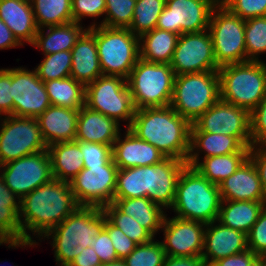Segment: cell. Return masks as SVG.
Returning <instances> with one entry per match:
<instances>
[{
  "instance_id": "obj_5",
  "label": "cell",
  "mask_w": 266,
  "mask_h": 266,
  "mask_svg": "<svg viewBox=\"0 0 266 266\" xmlns=\"http://www.w3.org/2000/svg\"><path fill=\"white\" fill-rule=\"evenodd\" d=\"M221 202L219 185L211 183L197 169L186 165L178 178L171 207L176 217L211 223L218 219Z\"/></svg>"
},
{
  "instance_id": "obj_1",
  "label": "cell",
  "mask_w": 266,
  "mask_h": 266,
  "mask_svg": "<svg viewBox=\"0 0 266 266\" xmlns=\"http://www.w3.org/2000/svg\"><path fill=\"white\" fill-rule=\"evenodd\" d=\"M79 206L69 182L53 178L39 186L20 200L22 240L33 241L26 229L45 236Z\"/></svg>"
},
{
  "instance_id": "obj_41",
  "label": "cell",
  "mask_w": 266,
  "mask_h": 266,
  "mask_svg": "<svg viewBox=\"0 0 266 266\" xmlns=\"http://www.w3.org/2000/svg\"><path fill=\"white\" fill-rule=\"evenodd\" d=\"M166 256L162 243L152 240L149 243L138 244L123 260L126 266H162Z\"/></svg>"
},
{
  "instance_id": "obj_19",
  "label": "cell",
  "mask_w": 266,
  "mask_h": 266,
  "mask_svg": "<svg viewBox=\"0 0 266 266\" xmlns=\"http://www.w3.org/2000/svg\"><path fill=\"white\" fill-rule=\"evenodd\" d=\"M205 226L206 223L200 221L176 216L167 219L165 216L162 225L165 237L161 243L166 255L170 257L202 256Z\"/></svg>"
},
{
  "instance_id": "obj_48",
  "label": "cell",
  "mask_w": 266,
  "mask_h": 266,
  "mask_svg": "<svg viewBox=\"0 0 266 266\" xmlns=\"http://www.w3.org/2000/svg\"><path fill=\"white\" fill-rule=\"evenodd\" d=\"M73 21L79 23L82 17H98L106 11L105 0H71Z\"/></svg>"
},
{
  "instance_id": "obj_3",
  "label": "cell",
  "mask_w": 266,
  "mask_h": 266,
  "mask_svg": "<svg viewBox=\"0 0 266 266\" xmlns=\"http://www.w3.org/2000/svg\"><path fill=\"white\" fill-rule=\"evenodd\" d=\"M191 126L188 119L166 106L136 109L128 129L155 146L165 157L187 161Z\"/></svg>"
},
{
  "instance_id": "obj_4",
  "label": "cell",
  "mask_w": 266,
  "mask_h": 266,
  "mask_svg": "<svg viewBox=\"0 0 266 266\" xmlns=\"http://www.w3.org/2000/svg\"><path fill=\"white\" fill-rule=\"evenodd\" d=\"M106 218L100 207L79 206L48 232L44 237L53 234L51 238L56 262L68 266L83 248L91 247L94 238L104 228Z\"/></svg>"
},
{
  "instance_id": "obj_21",
  "label": "cell",
  "mask_w": 266,
  "mask_h": 266,
  "mask_svg": "<svg viewBox=\"0 0 266 266\" xmlns=\"http://www.w3.org/2000/svg\"><path fill=\"white\" fill-rule=\"evenodd\" d=\"M164 158L155 146L139 139L128 128L124 140L118 136L112 145V159L118 169L154 165Z\"/></svg>"
},
{
  "instance_id": "obj_23",
  "label": "cell",
  "mask_w": 266,
  "mask_h": 266,
  "mask_svg": "<svg viewBox=\"0 0 266 266\" xmlns=\"http://www.w3.org/2000/svg\"><path fill=\"white\" fill-rule=\"evenodd\" d=\"M219 190L222 200L264 201L258 171L249 157L219 184Z\"/></svg>"
},
{
  "instance_id": "obj_31",
  "label": "cell",
  "mask_w": 266,
  "mask_h": 266,
  "mask_svg": "<svg viewBox=\"0 0 266 266\" xmlns=\"http://www.w3.org/2000/svg\"><path fill=\"white\" fill-rule=\"evenodd\" d=\"M48 32L45 35L44 30L38 29L35 36L33 46L42 49L44 55L53 54L59 51H71L75 46L81 35L87 30L82 29L80 23L75 21L49 26Z\"/></svg>"
},
{
  "instance_id": "obj_26",
  "label": "cell",
  "mask_w": 266,
  "mask_h": 266,
  "mask_svg": "<svg viewBox=\"0 0 266 266\" xmlns=\"http://www.w3.org/2000/svg\"><path fill=\"white\" fill-rule=\"evenodd\" d=\"M119 125L116 120L84 105L79 110L75 141L112 146L120 135Z\"/></svg>"
},
{
  "instance_id": "obj_44",
  "label": "cell",
  "mask_w": 266,
  "mask_h": 266,
  "mask_svg": "<svg viewBox=\"0 0 266 266\" xmlns=\"http://www.w3.org/2000/svg\"><path fill=\"white\" fill-rule=\"evenodd\" d=\"M83 154L84 166H104L112 159V146L77 141Z\"/></svg>"
},
{
  "instance_id": "obj_53",
  "label": "cell",
  "mask_w": 266,
  "mask_h": 266,
  "mask_svg": "<svg viewBox=\"0 0 266 266\" xmlns=\"http://www.w3.org/2000/svg\"><path fill=\"white\" fill-rule=\"evenodd\" d=\"M101 261L92 247L83 248L68 266H99Z\"/></svg>"
},
{
  "instance_id": "obj_46",
  "label": "cell",
  "mask_w": 266,
  "mask_h": 266,
  "mask_svg": "<svg viewBox=\"0 0 266 266\" xmlns=\"http://www.w3.org/2000/svg\"><path fill=\"white\" fill-rule=\"evenodd\" d=\"M252 146L266 145V94L250 112Z\"/></svg>"
},
{
  "instance_id": "obj_30",
  "label": "cell",
  "mask_w": 266,
  "mask_h": 266,
  "mask_svg": "<svg viewBox=\"0 0 266 266\" xmlns=\"http://www.w3.org/2000/svg\"><path fill=\"white\" fill-rule=\"evenodd\" d=\"M265 206L264 201L222 200L217 222L248 234Z\"/></svg>"
},
{
  "instance_id": "obj_36",
  "label": "cell",
  "mask_w": 266,
  "mask_h": 266,
  "mask_svg": "<svg viewBox=\"0 0 266 266\" xmlns=\"http://www.w3.org/2000/svg\"><path fill=\"white\" fill-rule=\"evenodd\" d=\"M38 29L73 21L71 0H30Z\"/></svg>"
},
{
  "instance_id": "obj_35",
  "label": "cell",
  "mask_w": 266,
  "mask_h": 266,
  "mask_svg": "<svg viewBox=\"0 0 266 266\" xmlns=\"http://www.w3.org/2000/svg\"><path fill=\"white\" fill-rule=\"evenodd\" d=\"M51 105L80 110L85 105V86L71 76L44 82Z\"/></svg>"
},
{
  "instance_id": "obj_43",
  "label": "cell",
  "mask_w": 266,
  "mask_h": 266,
  "mask_svg": "<svg viewBox=\"0 0 266 266\" xmlns=\"http://www.w3.org/2000/svg\"><path fill=\"white\" fill-rule=\"evenodd\" d=\"M220 3L243 20L266 16V0H220Z\"/></svg>"
},
{
  "instance_id": "obj_16",
  "label": "cell",
  "mask_w": 266,
  "mask_h": 266,
  "mask_svg": "<svg viewBox=\"0 0 266 266\" xmlns=\"http://www.w3.org/2000/svg\"><path fill=\"white\" fill-rule=\"evenodd\" d=\"M0 169L5 185L19 200L54 178L48 150L8 162Z\"/></svg>"
},
{
  "instance_id": "obj_50",
  "label": "cell",
  "mask_w": 266,
  "mask_h": 266,
  "mask_svg": "<svg viewBox=\"0 0 266 266\" xmlns=\"http://www.w3.org/2000/svg\"><path fill=\"white\" fill-rule=\"evenodd\" d=\"M91 247L98 255L101 264L109 263L119 259L113 247L111 238L108 235V231L105 228H103L101 232L94 238Z\"/></svg>"
},
{
  "instance_id": "obj_24",
  "label": "cell",
  "mask_w": 266,
  "mask_h": 266,
  "mask_svg": "<svg viewBox=\"0 0 266 266\" xmlns=\"http://www.w3.org/2000/svg\"><path fill=\"white\" fill-rule=\"evenodd\" d=\"M79 110L50 105L37 117L47 146L58 142L75 141Z\"/></svg>"
},
{
  "instance_id": "obj_10",
  "label": "cell",
  "mask_w": 266,
  "mask_h": 266,
  "mask_svg": "<svg viewBox=\"0 0 266 266\" xmlns=\"http://www.w3.org/2000/svg\"><path fill=\"white\" fill-rule=\"evenodd\" d=\"M208 30L215 60L220 67L246 62L245 20L232 14L219 2L212 11Z\"/></svg>"
},
{
  "instance_id": "obj_38",
  "label": "cell",
  "mask_w": 266,
  "mask_h": 266,
  "mask_svg": "<svg viewBox=\"0 0 266 266\" xmlns=\"http://www.w3.org/2000/svg\"><path fill=\"white\" fill-rule=\"evenodd\" d=\"M102 209L107 219L137 244H145L153 240L154 236L147 229L142 227L133 217L121 212L113 203Z\"/></svg>"
},
{
  "instance_id": "obj_42",
  "label": "cell",
  "mask_w": 266,
  "mask_h": 266,
  "mask_svg": "<svg viewBox=\"0 0 266 266\" xmlns=\"http://www.w3.org/2000/svg\"><path fill=\"white\" fill-rule=\"evenodd\" d=\"M106 17L100 25L111 28H129L134 14L136 0H105Z\"/></svg>"
},
{
  "instance_id": "obj_11",
  "label": "cell",
  "mask_w": 266,
  "mask_h": 266,
  "mask_svg": "<svg viewBox=\"0 0 266 266\" xmlns=\"http://www.w3.org/2000/svg\"><path fill=\"white\" fill-rule=\"evenodd\" d=\"M85 106L119 123L128 120L130 127L135 107L127 80L119 76L98 77L85 87Z\"/></svg>"
},
{
  "instance_id": "obj_17",
  "label": "cell",
  "mask_w": 266,
  "mask_h": 266,
  "mask_svg": "<svg viewBox=\"0 0 266 266\" xmlns=\"http://www.w3.org/2000/svg\"><path fill=\"white\" fill-rule=\"evenodd\" d=\"M176 76L206 71H218L209 30L183 33L179 36L170 62Z\"/></svg>"
},
{
  "instance_id": "obj_39",
  "label": "cell",
  "mask_w": 266,
  "mask_h": 266,
  "mask_svg": "<svg viewBox=\"0 0 266 266\" xmlns=\"http://www.w3.org/2000/svg\"><path fill=\"white\" fill-rule=\"evenodd\" d=\"M244 36L246 62L259 61L258 55L266 52V16L245 20Z\"/></svg>"
},
{
  "instance_id": "obj_55",
  "label": "cell",
  "mask_w": 266,
  "mask_h": 266,
  "mask_svg": "<svg viewBox=\"0 0 266 266\" xmlns=\"http://www.w3.org/2000/svg\"><path fill=\"white\" fill-rule=\"evenodd\" d=\"M21 44L14 37L12 31L0 18V49H7Z\"/></svg>"
},
{
  "instance_id": "obj_28",
  "label": "cell",
  "mask_w": 266,
  "mask_h": 266,
  "mask_svg": "<svg viewBox=\"0 0 266 266\" xmlns=\"http://www.w3.org/2000/svg\"><path fill=\"white\" fill-rule=\"evenodd\" d=\"M199 152L189 153L187 165L197 169L211 183L219 185L232 175L249 157V152H237L226 155L203 158L199 162Z\"/></svg>"
},
{
  "instance_id": "obj_8",
  "label": "cell",
  "mask_w": 266,
  "mask_h": 266,
  "mask_svg": "<svg viewBox=\"0 0 266 266\" xmlns=\"http://www.w3.org/2000/svg\"><path fill=\"white\" fill-rule=\"evenodd\" d=\"M219 99L220 77L218 71L175 76L170 106L191 123Z\"/></svg>"
},
{
  "instance_id": "obj_57",
  "label": "cell",
  "mask_w": 266,
  "mask_h": 266,
  "mask_svg": "<svg viewBox=\"0 0 266 266\" xmlns=\"http://www.w3.org/2000/svg\"><path fill=\"white\" fill-rule=\"evenodd\" d=\"M249 266H265L262 257L258 256Z\"/></svg>"
},
{
  "instance_id": "obj_6",
  "label": "cell",
  "mask_w": 266,
  "mask_h": 266,
  "mask_svg": "<svg viewBox=\"0 0 266 266\" xmlns=\"http://www.w3.org/2000/svg\"><path fill=\"white\" fill-rule=\"evenodd\" d=\"M220 99L251 112L266 94V64L248 61L218 69Z\"/></svg>"
},
{
  "instance_id": "obj_20",
  "label": "cell",
  "mask_w": 266,
  "mask_h": 266,
  "mask_svg": "<svg viewBox=\"0 0 266 266\" xmlns=\"http://www.w3.org/2000/svg\"><path fill=\"white\" fill-rule=\"evenodd\" d=\"M213 221L207 223L204 232V249L202 258L207 265L218 259L242 253L248 249L247 234Z\"/></svg>"
},
{
  "instance_id": "obj_12",
  "label": "cell",
  "mask_w": 266,
  "mask_h": 266,
  "mask_svg": "<svg viewBox=\"0 0 266 266\" xmlns=\"http://www.w3.org/2000/svg\"><path fill=\"white\" fill-rule=\"evenodd\" d=\"M4 118L0 127V166L47 150L37 118L14 115Z\"/></svg>"
},
{
  "instance_id": "obj_51",
  "label": "cell",
  "mask_w": 266,
  "mask_h": 266,
  "mask_svg": "<svg viewBox=\"0 0 266 266\" xmlns=\"http://www.w3.org/2000/svg\"><path fill=\"white\" fill-rule=\"evenodd\" d=\"M249 158L253 161L258 171L264 194V202L266 203V145L251 146Z\"/></svg>"
},
{
  "instance_id": "obj_37",
  "label": "cell",
  "mask_w": 266,
  "mask_h": 266,
  "mask_svg": "<svg viewBox=\"0 0 266 266\" xmlns=\"http://www.w3.org/2000/svg\"><path fill=\"white\" fill-rule=\"evenodd\" d=\"M165 3L166 0H136L133 20L128 29L138 37L155 29Z\"/></svg>"
},
{
  "instance_id": "obj_25",
  "label": "cell",
  "mask_w": 266,
  "mask_h": 266,
  "mask_svg": "<svg viewBox=\"0 0 266 266\" xmlns=\"http://www.w3.org/2000/svg\"><path fill=\"white\" fill-rule=\"evenodd\" d=\"M5 185L0 173V245L8 244L10 247L32 246L36 241L22 240V229L20 223V200Z\"/></svg>"
},
{
  "instance_id": "obj_29",
  "label": "cell",
  "mask_w": 266,
  "mask_h": 266,
  "mask_svg": "<svg viewBox=\"0 0 266 266\" xmlns=\"http://www.w3.org/2000/svg\"><path fill=\"white\" fill-rule=\"evenodd\" d=\"M47 150L55 179L69 182L84 168L83 154L77 141L54 143Z\"/></svg>"
},
{
  "instance_id": "obj_40",
  "label": "cell",
  "mask_w": 266,
  "mask_h": 266,
  "mask_svg": "<svg viewBox=\"0 0 266 266\" xmlns=\"http://www.w3.org/2000/svg\"><path fill=\"white\" fill-rule=\"evenodd\" d=\"M72 65L71 51H59L45 55V59L35 69L37 76L43 82L63 79L70 76Z\"/></svg>"
},
{
  "instance_id": "obj_18",
  "label": "cell",
  "mask_w": 266,
  "mask_h": 266,
  "mask_svg": "<svg viewBox=\"0 0 266 266\" xmlns=\"http://www.w3.org/2000/svg\"><path fill=\"white\" fill-rule=\"evenodd\" d=\"M13 115L37 118L51 104L45 84L36 71L12 69Z\"/></svg>"
},
{
  "instance_id": "obj_52",
  "label": "cell",
  "mask_w": 266,
  "mask_h": 266,
  "mask_svg": "<svg viewBox=\"0 0 266 266\" xmlns=\"http://www.w3.org/2000/svg\"><path fill=\"white\" fill-rule=\"evenodd\" d=\"M258 256L252 251L247 249L246 251L218 259L213 263L214 266H249Z\"/></svg>"
},
{
  "instance_id": "obj_47",
  "label": "cell",
  "mask_w": 266,
  "mask_h": 266,
  "mask_svg": "<svg viewBox=\"0 0 266 266\" xmlns=\"http://www.w3.org/2000/svg\"><path fill=\"white\" fill-rule=\"evenodd\" d=\"M104 228L108 231L113 247L119 259L127 257L138 245L136 242L127 237L120 228L113 225L107 218Z\"/></svg>"
},
{
  "instance_id": "obj_33",
  "label": "cell",
  "mask_w": 266,
  "mask_h": 266,
  "mask_svg": "<svg viewBox=\"0 0 266 266\" xmlns=\"http://www.w3.org/2000/svg\"><path fill=\"white\" fill-rule=\"evenodd\" d=\"M178 39L176 33L158 28L146 32L139 37L140 58L148 62L170 64Z\"/></svg>"
},
{
  "instance_id": "obj_58",
  "label": "cell",
  "mask_w": 266,
  "mask_h": 266,
  "mask_svg": "<svg viewBox=\"0 0 266 266\" xmlns=\"http://www.w3.org/2000/svg\"><path fill=\"white\" fill-rule=\"evenodd\" d=\"M264 260L265 266H266V255L261 256Z\"/></svg>"
},
{
  "instance_id": "obj_14",
  "label": "cell",
  "mask_w": 266,
  "mask_h": 266,
  "mask_svg": "<svg viewBox=\"0 0 266 266\" xmlns=\"http://www.w3.org/2000/svg\"><path fill=\"white\" fill-rule=\"evenodd\" d=\"M118 167L111 159L104 166H84V168L69 181L77 203L80 206L103 208L113 203L116 189Z\"/></svg>"
},
{
  "instance_id": "obj_32",
  "label": "cell",
  "mask_w": 266,
  "mask_h": 266,
  "mask_svg": "<svg viewBox=\"0 0 266 266\" xmlns=\"http://www.w3.org/2000/svg\"><path fill=\"white\" fill-rule=\"evenodd\" d=\"M113 204L124 214L133 217L153 236L162 228L166 216L163 208L148 197L113 199Z\"/></svg>"
},
{
  "instance_id": "obj_27",
  "label": "cell",
  "mask_w": 266,
  "mask_h": 266,
  "mask_svg": "<svg viewBox=\"0 0 266 266\" xmlns=\"http://www.w3.org/2000/svg\"><path fill=\"white\" fill-rule=\"evenodd\" d=\"M0 18L22 45H31L38 32L30 0H0Z\"/></svg>"
},
{
  "instance_id": "obj_45",
  "label": "cell",
  "mask_w": 266,
  "mask_h": 266,
  "mask_svg": "<svg viewBox=\"0 0 266 266\" xmlns=\"http://www.w3.org/2000/svg\"><path fill=\"white\" fill-rule=\"evenodd\" d=\"M247 247L257 256L266 255V206L247 234Z\"/></svg>"
},
{
  "instance_id": "obj_22",
  "label": "cell",
  "mask_w": 266,
  "mask_h": 266,
  "mask_svg": "<svg viewBox=\"0 0 266 266\" xmlns=\"http://www.w3.org/2000/svg\"><path fill=\"white\" fill-rule=\"evenodd\" d=\"M95 23L81 35L71 50L70 76L85 87L102 76L95 39Z\"/></svg>"
},
{
  "instance_id": "obj_54",
  "label": "cell",
  "mask_w": 266,
  "mask_h": 266,
  "mask_svg": "<svg viewBox=\"0 0 266 266\" xmlns=\"http://www.w3.org/2000/svg\"><path fill=\"white\" fill-rule=\"evenodd\" d=\"M162 266H207L202 256L170 257L166 256Z\"/></svg>"
},
{
  "instance_id": "obj_15",
  "label": "cell",
  "mask_w": 266,
  "mask_h": 266,
  "mask_svg": "<svg viewBox=\"0 0 266 266\" xmlns=\"http://www.w3.org/2000/svg\"><path fill=\"white\" fill-rule=\"evenodd\" d=\"M220 0H166L156 28L181 35L208 29L213 9Z\"/></svg>"
},
{
  "instance_id": "obj_9",
  "label": "cell",
  "mask_w": 266,
  "mask_h": 266,
  "mask_svg": "<svg viewBox=\"0 0 266 266\" xmlns=\"http://www.w3.org/2000/svg\"><path fill=\"white\" fill-rule=\"evenodd\" d=\"M98 58L103 75L128 79L140 58L139 37L128 28L95 26Z\"/></svg>"
},
{
  "instance_id": "obj_56",
  "label": "cell",
  "mask_w": 266,
  "mask_h": 266,
  "mask_svg": "<svg viewBox=\"0 0 266 266\" xmlns=\"http://www.w3.org/2000/svg\"><path fill=\"white\" fill-rule=\"evenodd\" d=\"M99 266H126V263L123 259H118L109 263H102Z\"/></svg>"
},
{
  "instance_id": "obj_34",
  "label": "cell",
  "mask_w": 266,
  "mask_h": 266,
  "mask_svg": "<svg viewBox=\"0 0 266 266\" xmlns=\"http://www.w3.org/2000/svg\"><path fill=\"white\" fill-rule=\"evenodd\" d=\"M251 147H245L236 137L208 132H191L190 151L198 149L206 154L204 158L232 154L237 152H250Z\"/></svg>"
},
{
  "instance_id": "obj_13",
  "label": "cell",
  "mask_w": 266,
  "mask_h": 266,
  "mask_svg": "<svg viewBox=\"0 0 266 266\" xmlns=\"http://www.w3.org/2000/svg\"><path fill=\"white\" fill-rule=\"evenodd\" d=\"M191 132L229 135L252 146L250 112L221 99L192 122Z\"/></svg>"
},
{
  "instance_id": "obj_49",
  "label": "cell",
  "mask_w": 266,
  "mask_h": 266,
  "mask_svg": "<svg viewBox=\"0 0 266 266\" xmlns=\"http://www.w3.org/2000/svg\"><path fill=\"white\" fill-rule=\"evenodd\" d=\"M13 115L12 69H0V115Z\"/></svg>"
},
{
  "instance_id": "obj_7",
  "label": "cell",
  "mask_w": 266,
  "mask_h": 266,
  "mask_svg": "<svg viewBox=\"0 0 266 266\" xmlns=\"http://www.w3.org/2000/svg\"><path fill=\"white\" fill-rule=\"evenodd\" d=\"M175 76L170 64L139 58L127 79L135 109L170 106Z\"/></svg>"
},
{
  "instance_id": "obj_2",
  "label": "cell",
  "mask_w": 266,
  "mask_h": 266,
  "mask_svg": "<svg viewBox=\"0 0 266 266\" xmlns=\"http://www.w3.org/2000/svg\"><path fill=\"white\" fill-rule=\"evenodd\" d=\"M186 165V161L165 157L154 165L118 169L114 199L148 197L162 208H171Z\"/></svg>"
}]
</instances>
